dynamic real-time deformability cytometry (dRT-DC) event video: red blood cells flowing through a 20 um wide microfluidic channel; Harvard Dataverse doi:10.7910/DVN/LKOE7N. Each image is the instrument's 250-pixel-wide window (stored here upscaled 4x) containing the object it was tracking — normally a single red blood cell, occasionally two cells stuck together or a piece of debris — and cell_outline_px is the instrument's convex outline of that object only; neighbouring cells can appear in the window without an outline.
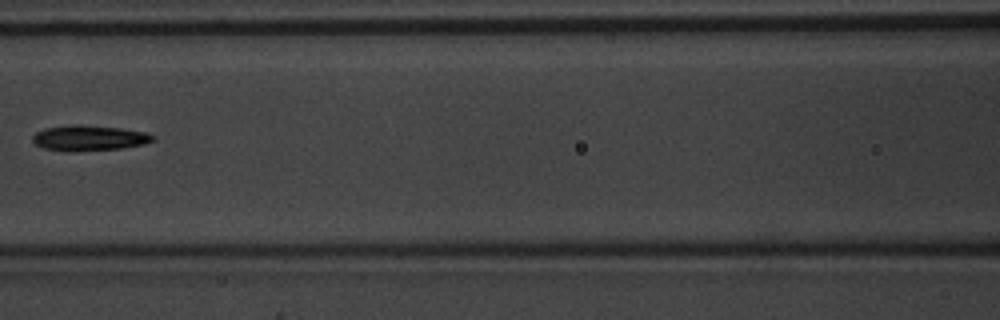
{"species": "common noctule bat (a hibernating species)", "species_latin": "Nyctalus noctula", "temperature_condition": "warm", "stored_images_in_passage": 6, "camera_frame_rate_fps": 3000, "um_per_image_px": 0.085, "animal": {"sex": "male", "body_mass_g": 20.1, "forearm_length_mm": 53.5}, "frame": {"image": 1, "passage_image": 6, "time_ms": 1.667, "image_size_px": [1000, 320], "cell_outline_px": [[156, 140], [144, 144], [120, 148], [76, 152], [68, 152], [44, 148], [36, 144], [32, 140], [32, 136], [36, 132], [44, 128], [72, 124], [80, 124], [120, 128], [144, 132], [156, 136]], "centroid_in_image_um": [7.56, 11.73], "position_along_channel_um": 159.0, "area_um2": 18.03}}